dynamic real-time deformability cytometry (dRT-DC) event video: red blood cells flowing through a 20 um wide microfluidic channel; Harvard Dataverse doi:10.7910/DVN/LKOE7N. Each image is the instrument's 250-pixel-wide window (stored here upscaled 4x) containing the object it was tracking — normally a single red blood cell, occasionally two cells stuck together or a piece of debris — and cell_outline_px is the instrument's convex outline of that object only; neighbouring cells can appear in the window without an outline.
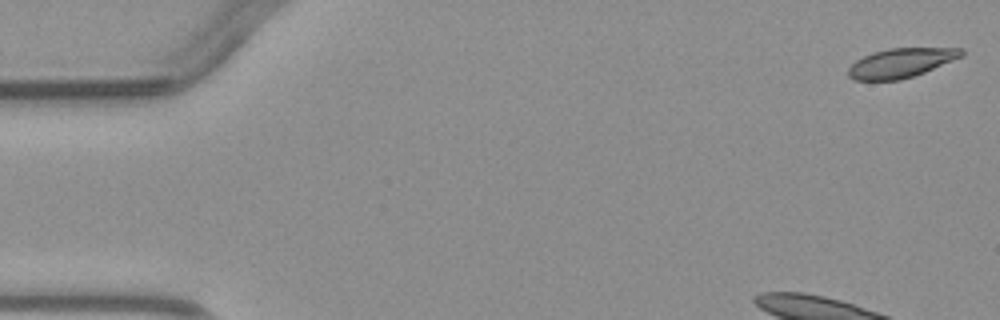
{"species": "common noctule bat (a hibernating species)", "species_latin": "Nyctalus noctula", "temperature_condition": "warm", "stored_images_in_passage": 4, "camera_frame_rate_fps": 3000, "um_per_image_px": 0.085, "animal": {"sex": "male", "body_mass_g": 23.1, "forearm_length_mm": 52.7}, "frame": {"image": 1, "passage_image": 1, "time_ms": 0.0, "image_size_px": [1000, 320], "cell_outline_px": [[964, 56], [924, 72], [900, 80], [856, 80], [848, 76], [848, 68], [856, 60], [872, 52], [888, 48], [964, 48]], "centroid_in_image_um": [76.59, 5.34], "position_along_channel_um": 8.4, "area_um2": 19.31}}